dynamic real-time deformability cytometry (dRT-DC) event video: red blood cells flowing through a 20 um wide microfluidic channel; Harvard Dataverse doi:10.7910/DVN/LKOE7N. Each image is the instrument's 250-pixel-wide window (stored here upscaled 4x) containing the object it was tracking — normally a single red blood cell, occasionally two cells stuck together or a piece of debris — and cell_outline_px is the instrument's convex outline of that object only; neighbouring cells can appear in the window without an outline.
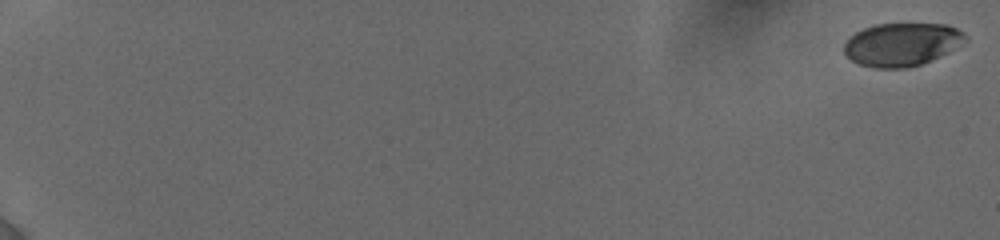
{"species": "human", "species_latin": "Homo sapiens", "temperature_condition": "cold", "stored_images_in_passage": 28, "camera_frame_rate_fps": 3000, "um_per_image_px": 0.085, "donor": {"sex": "female"}, "frame": {"image": 1, "passage_image": 1, "time_ms": 0.0, "image_size_px": [1000, 240], "cell_outline_px": [[968, 40], [948, 52], [920, 64], [904, 68], [872, 68], [860, 64], [852, 60], [844, 52], [844, 44], [848, 36], [864, 28], [876, 24], [948, 24], [956, 28], [968, 36]], "centroid_in_image_um": [76.65, 3.76], "position_along_channel_um": 8.4, "area_um2": 30.4}}
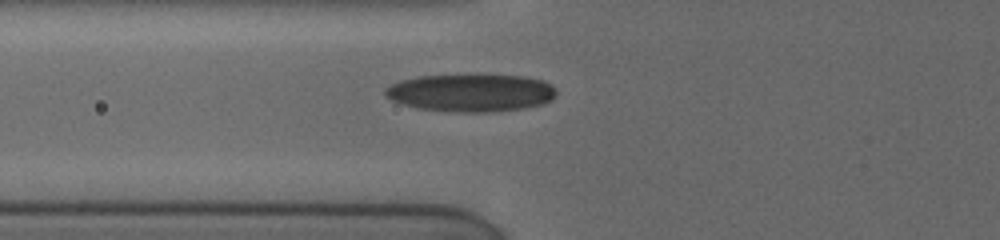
{"frame": {"image": 2, "passage_image": 25, "time_ms": 8.0, "image_size_px": [1000, 240], "cell_outline_px": [[556, 92], [552, 100], [540, 104], [520, 108], [492, 112], [456, 112], [420, 108], [404, 104], [392, 100], [384, 92], [384, 88], [400, 80], [420, 76], [524, 76], [544, 80]], "centroid_in_image_um": [40.01, 7.89], "position_along_channel_um": 85.8, "area_um2": 36.76}}
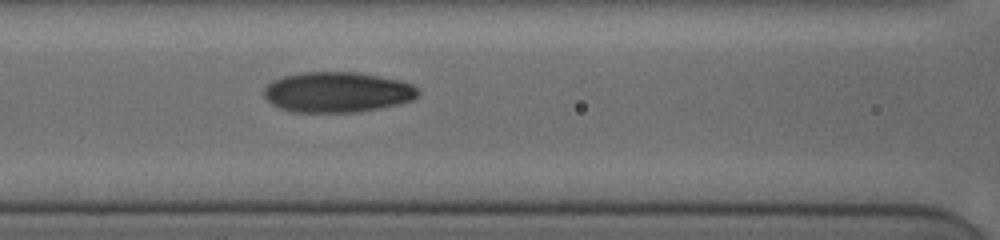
{"frame": {"image": 3, "passage_image": 28, "time_ms": 9.333, "image_size_px": [1000, 240], "cell_outline_px": [[420, 92], [412, 100], [396, 104], [360, 112], [292, 112], [280, 108], [272, 104], [264, 96], [264, 88], [272, 80], [284, 76], [300, 72], [356, 72], [380, 76], [412, 84]], "centroid_in_image_um": [28.63, 7.83], "position_along_channel_um": 138.0, "area_um2": 36.18}}